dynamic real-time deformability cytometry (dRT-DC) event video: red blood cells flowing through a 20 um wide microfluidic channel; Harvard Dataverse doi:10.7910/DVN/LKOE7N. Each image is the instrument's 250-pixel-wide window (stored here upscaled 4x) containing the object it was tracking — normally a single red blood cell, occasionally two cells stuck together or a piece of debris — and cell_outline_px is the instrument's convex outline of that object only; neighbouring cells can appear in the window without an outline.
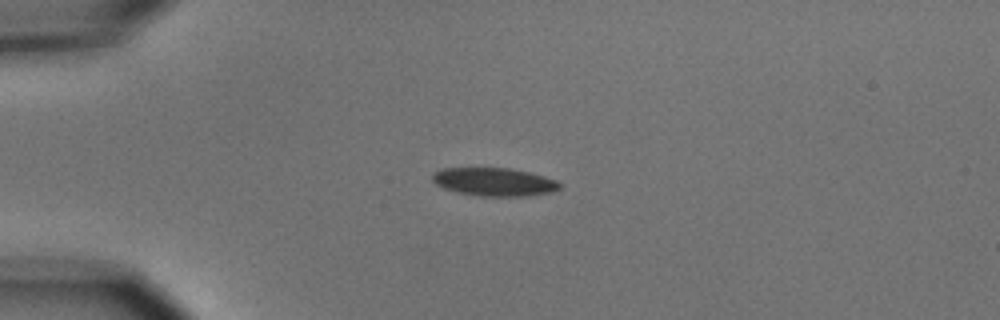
{"species": "common noctule bat (a hibernating species)", "species_latin": "Nyctalus noctula", "temperature_condition": "cold", "stored_images_in_passage": 4, "camera_frame_rate_fps": 3000, "um_per_image_px": 0.085, "animal": {"sex": "male", "body_mass_g": 15.6}, "frame": {"image": 1, "passage_image": 3, "time_ms": 3.333, "image_size_px": [1000, 320], "cell_outline_px": [[560, 188], [552, 192], [528, 196], [480, 196], [460, 192], [444, 188], [436, 184], [432, 180], [432, 176], [436, 172], [444, 168], [508, 168], [528, 172], [544, 176], [556, 180], [560, 184]], "centroid_in_image_um": [42.03, 15.46], "position_along_channel_um": 43.0, "area_um2": 20.69}}